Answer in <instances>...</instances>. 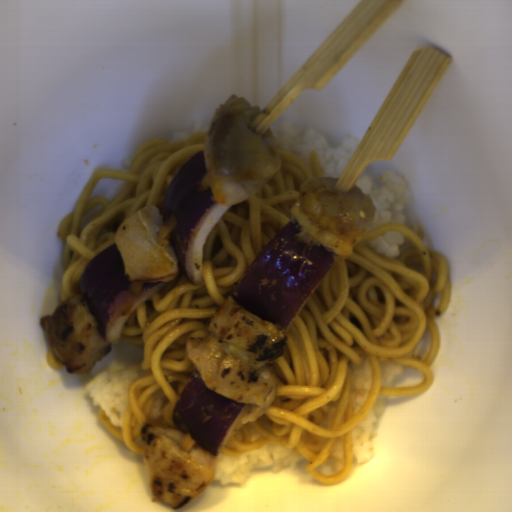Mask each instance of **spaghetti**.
Wrapping results in <instances>:
<instances>
[{
  "mask_svg": "<svg viewBox=\"0 0 512 512\" xmlns=\"http://www.w3.org/2000/svg\"><path fill=\"white\" fill-rule=\"evenodd\" d=\"M407 238L405 252L389 259L366 242L387 231ZM448 258L425 248L403 223L366 232L347 258L337 259L301 307L285 335L282 355L271 363L275 397L257 419L240 424L243 407L220 453L232 456L264 445L292 448L307 458L316 482H343L353 466L352 428L379 397L406 398L432 386L431 365L442 336L439 318L450 307ZM431 350L425 360L406 353L421 337ZM371 363L369 396L354 410L350 369ZM383 362L401 364L405 374L383 385ZM345 444L341 472L320 475L338 438Z\"/></svg>",
  "mask_w": 512,
  "mask_h": 512,
  "instance_id": "spaghetti-1",
  "label": "spaghetti"
},
{
  "mask_svg": "<svg viewBox=\"0 0 512 512\" xmlns=\"http://www.w3.org/2000/svg\"><path fill=\"white\" fill-rule=\"evenodd\" d=\"M279 171L257 193L233 204L210 229L203 245V283L195 285L178 260V276L160 286L126 319L122 341L140 347L141 376L130 386L121 427H115L101 408L102 426L123 445L143 457L145 426L174 427L172 412L184 388L202 377L190 352L210 335L209 325L250 266L272 238L292 219L301 184L324 177L316 151L309 163L280 150ZM168 396L162 418L153 419L154 394Z\"/></svg>",
  "mask_w": 512,
  "mask_h": 512,
  "instance_id": "spaghetti-2",
  "label": "spaghetti"
},
{
  "mask_svg": "<svg viewBox=\"0 0 512 512\" xmlns=\"http://www.w3.org/2000/svg\"><path fill=\"white\" fill-rule=\"evenodd\" d=\"M46 356H47V363L53 369L62 370L64 368H66V366L63 363H61L60 361L57 360L51 344L47 347Z\"/></svg>",
  "mask_w": 512,
  "mask_h": 512,
  "instance_id": "spaghetti-4",
  "label": "spaghetti"
},
{
  "mask_svg": "<svg viewBox=\"0 0 512 512\" xmlns=\"http://www.w3.org/2000/svg\"><path fill=\"white\" fill-rule=\"evenodd\" d=\"M208 132L182 140L149 139L134 155L128 171L108 168L91 173L57 232L65 242L60 304L82 295L79 285L88 264L116 243V231L124 220L149 205L163 217L170 183L190 158L205 150Z\"/></svg>",
  "mask_w": 512,
  "mask_h": 512,
  "instance_id": "spaghetti-3",
  "label": "spaghetti"
}]
</instances>
